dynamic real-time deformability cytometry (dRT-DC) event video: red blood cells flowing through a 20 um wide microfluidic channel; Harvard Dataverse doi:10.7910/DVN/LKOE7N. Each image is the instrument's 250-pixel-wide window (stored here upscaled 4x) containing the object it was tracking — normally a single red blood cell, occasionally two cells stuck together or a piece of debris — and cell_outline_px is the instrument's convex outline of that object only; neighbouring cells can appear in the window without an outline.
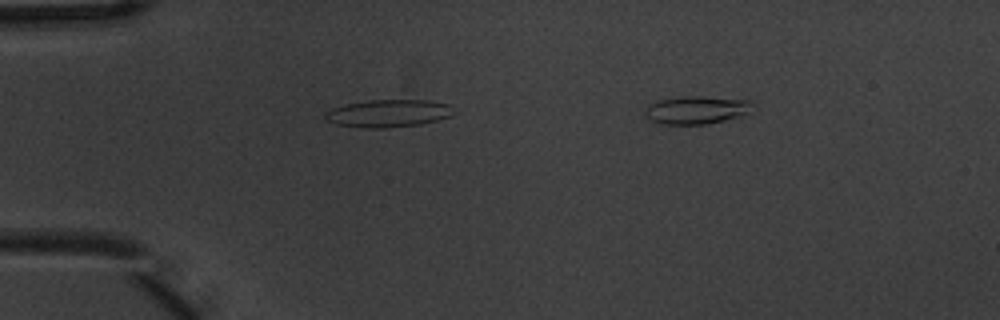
{"species": "common noctule bat (a hibernating species)", "species_latin": "Nyctalus noctula", "temperature_condition": "warm", "stored_images_in_passage": 2, "camera_frame_rate_fps": 3000, "um_per_image_px": 0.085, "animal": {"sex": "male", "body_mass_g": 20.1, "forearm_length_mm": 53.5}, "frame": {"image": 1, "passage_image": 1, "time_ms": 0.0, "image_size_px": [1000, 320], "cell_outline_px": [[452, 116], [420, 124], [384, 128], [360, 128], [336, 124], [328, 120], [324, 116], [324, 112], [332, 108], [348, 104], [368, 100], [428, 100], [448, 104]], "centroid_in_image_um": [32.95, 9.64], "position_along_channel_um": 52.0, "area_um2": 20.4}}